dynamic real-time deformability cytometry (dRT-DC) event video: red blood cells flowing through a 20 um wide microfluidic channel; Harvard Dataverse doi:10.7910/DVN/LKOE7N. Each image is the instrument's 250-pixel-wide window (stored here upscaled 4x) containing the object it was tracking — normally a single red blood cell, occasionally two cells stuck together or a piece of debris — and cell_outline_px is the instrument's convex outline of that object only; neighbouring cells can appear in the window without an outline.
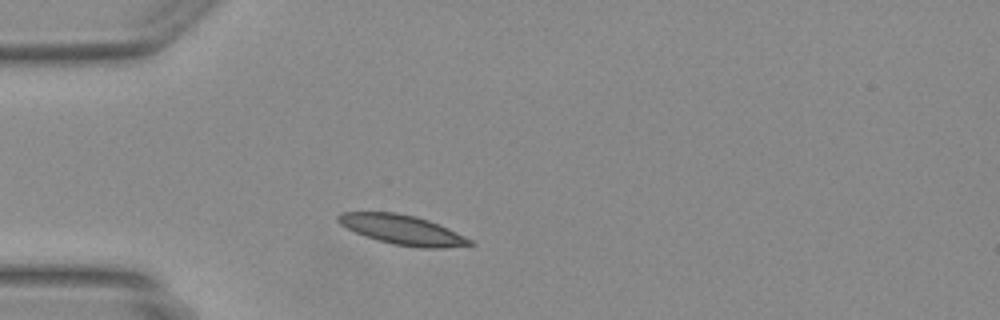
{"species": "Egyptian fruit bat (a non-hibernating species)", "species_latin": "Rousettus aegyptiacus", "temperature_condition": "warm", "stored_images_in_passage": 37, "camera_frame_rate_fps": 3000, "um_per_image_px": 0.085, "animal": {"sex": "female"}, "frame": {"image": 1, "passage_image": 5, "time_ms": 1.333, "image_size_px": [1000, 320], "cell_outline_px": [[476, 244], [444, 248], [420, 248], [392, 244], [376, 240], [364, 236], [340, 224], [336, 220], [336, 216], [340, 212], [396, 212], [416, 216], [428, 220], [448, 228], [472, 240]], "centroid_in_image_um": [34.19, 19.53], "position_along_channel_um": 50.8, "area_um2": 22.83}}
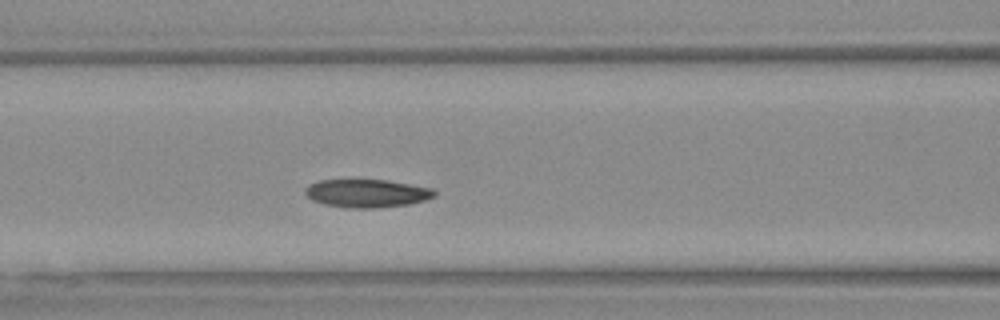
{"frame": {"image": 2, "passage_image": 12, "time_ms": 3.667, "image_size_px": [1000, 320], "cell_outline_px": [[436, 196], [424, 200], [408, 204], [376, 208], [348, 208], [324, 204], [312, 200], [304, 192], [304, 188], [308, 184], [320, 180], [388, 180], [432, 188], [436, 192]], "centroid_in_image_um": [31.16, 16.43], "position_along_channel_um": 135.4, "area_um2": 21.21}}
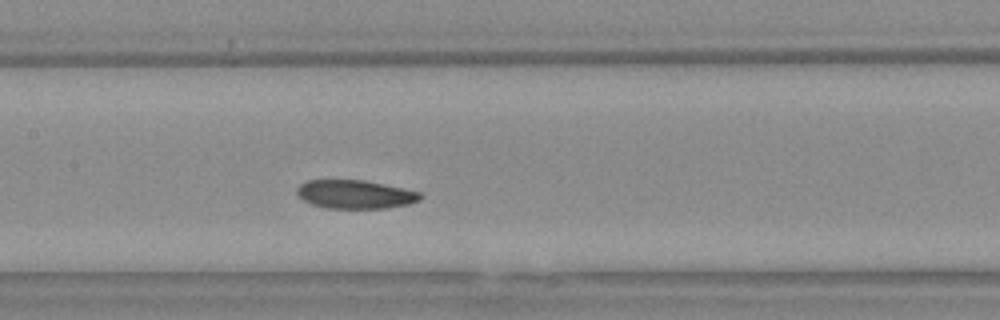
{"frame": {"image": 3, "passage_image": 15, "time_ms": 4.667, "image_size_px": [1000, 320], "cell_outline_px": [[424, 196], [420, 200], [408, 204], [388, 208], [328, 208], [312, 204], [304, 200], [296, 192], [296, 188], [300, 184], [308, 180], [364, 180], [404, 188], [420, 192]], "centroid_in_image_um": [30.22, 16.51], "position_along_channel_um": 177.2, "area_um2": 20.52}}